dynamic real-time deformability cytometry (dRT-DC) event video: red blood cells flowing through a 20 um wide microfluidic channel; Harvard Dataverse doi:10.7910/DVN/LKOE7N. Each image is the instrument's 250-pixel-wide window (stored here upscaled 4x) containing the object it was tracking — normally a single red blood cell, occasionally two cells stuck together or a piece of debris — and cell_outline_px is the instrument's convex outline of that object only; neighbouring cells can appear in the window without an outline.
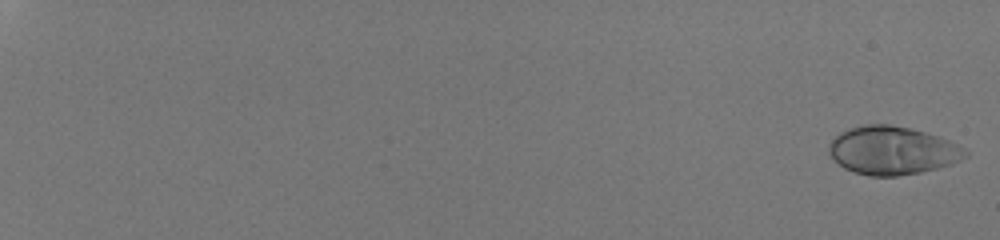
{"species": "human", "species_latin": "Homo sapiens", "temperature_condition": "room temperature", "stored_images_in_passage": 54, "camera_frame_rate_fps": 3000, "um_per_image_px": 0.085, "donor": {"sex": "male"}, "frame": {"image": 1, "passage_image": 1, "time_ms": 0.0, "image_size_px": [1000, 240], "cell_outline_px": [[968, 156], [952, 164], [920, 172], [896, 176], [868, 176], [844, 168], [828, 152], [828, 144], [840, 132], [864, 124], [888, 124], [912, 128], [940, 136], [956, 144], [968, 152]], "centroid_in_image_um": [75.86, 12.78], "position_along_channel_um": 9.1, "area_um2": 38.21}}
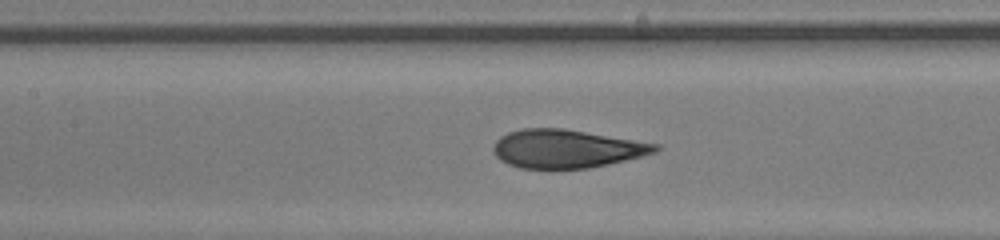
{"frame": {"image": 2, "passage_image": 31, "time_ms": 10.0, "image_size_px": [1000, 240], "cell_outline_px": [[660, 148], [656, 152], [608, 164], [588, 168], [520, 168], [508, 164], [500, 160], [492, 152], [492, 148], [496, 140], [500, 136], [508, 132], [520, 128], [564, 128], [660, 144]], "centroid_in_image_um": [48.11, 12.63], "position_along_channel_um": 159.3, "area_um2": 36.24}}
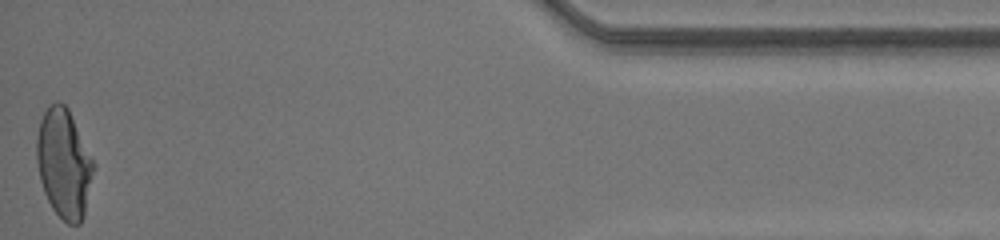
{"frame": {"image": 3, "passage_image": 54, "time_ms": 17.667, "image_size_px": [1000, 240], "cell_outline_px": [[96, 164], [84, 216], [80, 224], [68, 224], [52, 208], [44, 192], [40, 180], [36, 160], [36, 136], [40, 120], [44, 112], [56, 100], [60, 100], [68, 108]], "centroid_in_image_um": [5.44, 13.88], "position_along_channel_um": 429.8, "area_um2": 36.41}, "authors_computed_cell_mechanics": {"area_um2": 36.6741, "velocity_mm_per_s": 4.262, "shape_relaxation_time_tau1_ms": 7.6735, "shape_relaxation_time_tau2_ms": null, "deformation_change_tau1": 0.2644, "deformation_change_tau2": null}}